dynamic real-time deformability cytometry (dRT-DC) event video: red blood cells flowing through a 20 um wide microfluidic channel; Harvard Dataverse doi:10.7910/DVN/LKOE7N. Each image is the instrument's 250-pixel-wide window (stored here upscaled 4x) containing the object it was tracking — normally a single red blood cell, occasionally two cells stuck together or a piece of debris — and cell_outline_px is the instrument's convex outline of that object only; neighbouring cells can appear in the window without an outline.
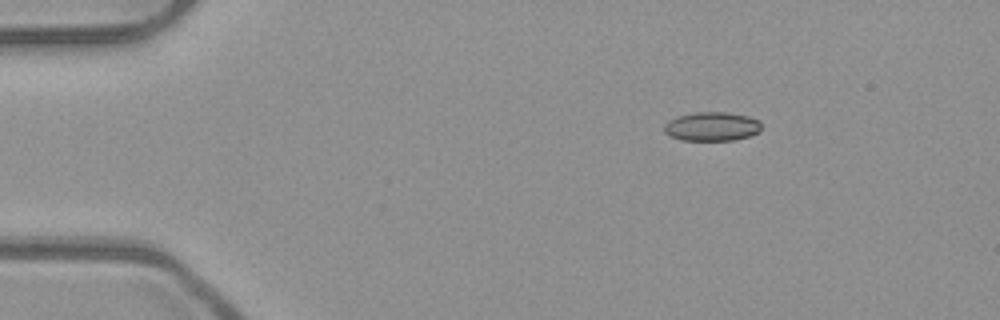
{"species": "common noctule bat (a hibernating species)", "species_latin": "Nyctalus noctula", "temperature_condition": "room temperature", "stored_images_in_passage": 45, "camera_frame_rate_fps": 3000, "um_per_image_px": 0.085, "animal": {"sex": "male", "body_mass_g": 23.1, "forearm_length_mm": 52.7}, "frame": {"image": 1, "passage_image": 1, "time_ms": 0.0, "image_size_px": [1000, 320], "cell_outline_px": [[760, 132], [748, 136], [732, 140], [684, 140], [672, 136], [664, 132], [664, 124], [676, 116], [696, 112], [724, 112], [748, 116], [760, 120]], "centroid_in_image_um": [60.51, 10.74], "position_along_channel_um": 24.5, "area_um2": 16.3}}
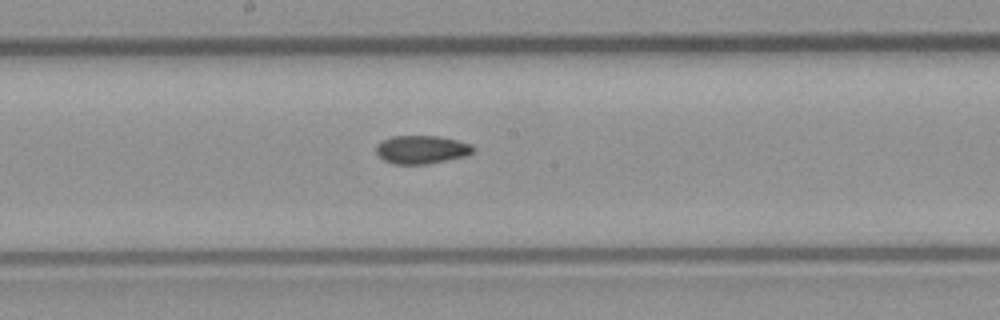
{"frame": {"image": 2, "passage_image": 21, "time_ms": 6.667, "image_size_px": [1000, 320], "cell_outline_px": [[476, 148], [472, 152], [464, 156], [428, 164], [392, 164], [384, 160], [376, 152], [376, 148], [384, 140], [392, 136], [436, 136], [456, 140], [472, 144]], "centroid_in_image_um": [35.85, 12.72], "position_along_channel_um": 212.3, "area_um2": 15.78}}
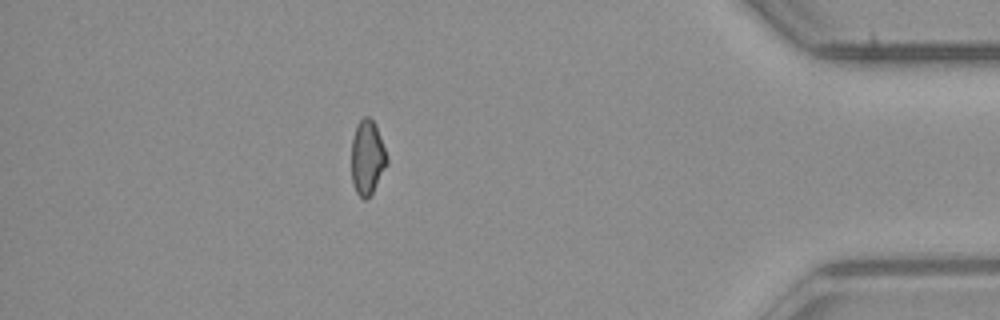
{"frame": {"image": 3, "passage_image": 39, "time_ms": 12.667, "image_size_px": [1000, 320], "cell_outline_px": [[388, 164], [368, 200], [364, 200], [356, 192], [352, 184], [352, 140], [356, 124], [364, 116], [368, 116], [372, 120], [376, 128], [388, 156]], "centroid_in_image_um": [31.22, 13.42], "position_along_channel_um": 404.0, "area_um2": 15.43}, "authors_computed_cell_mechanics": {"area_um2": 16.1262, "velocity_mm_per_s": 3.961, "shape_relaxation_time_tau1_ms": null, "shape_relaxation_time_tau2_ms": 3.1701, "deformation_change_tau1": null, "deformation_change_tau2": 0.0828}}